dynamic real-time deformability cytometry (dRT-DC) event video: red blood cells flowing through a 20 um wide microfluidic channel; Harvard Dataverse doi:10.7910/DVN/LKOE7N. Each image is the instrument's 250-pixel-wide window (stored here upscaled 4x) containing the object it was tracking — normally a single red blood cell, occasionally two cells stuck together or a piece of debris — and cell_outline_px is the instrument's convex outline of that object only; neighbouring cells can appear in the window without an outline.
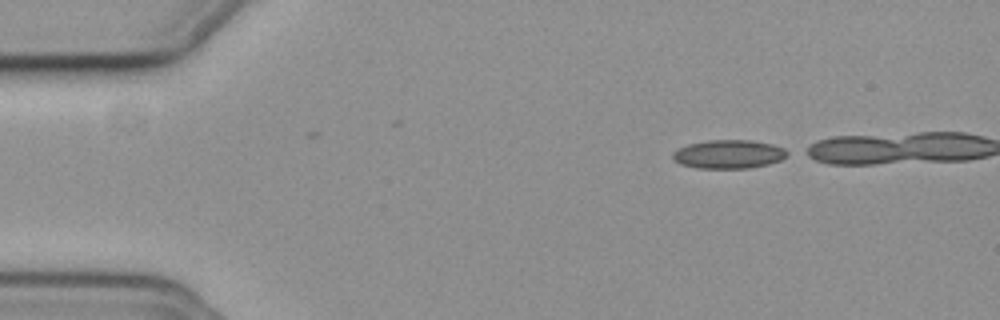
{"species": "common noctule bat (a hibernating species)", "species_latin": "Nyctalus noctula", "temperature_condition": "cold", "stored_images_in_passage": 24, "camera_frame_rate_fps": 3000, "um_per_image_px": 0.085, "animal": {"sex": "female", "body_mass_g": 19.3, "forearm_length_mm": 54.1}, "frame": {"image": 1, "passage_image": 1, "time_ms": 0.0, "image_size_px": [1000, 320], "cell_outline_px": [[792, 152], [788, 156], [780, 160], [768, 164], [748, 168], [696, 168], [680, 164], [672, 160], [672, 152], [688, 144], [708, 140], [752, 140], [772, 144], [784, 148]], "centroid_in_image_um": [61.95, 13.1], "position_along_channel_um": 23.0, "area_um2": 19.31}}
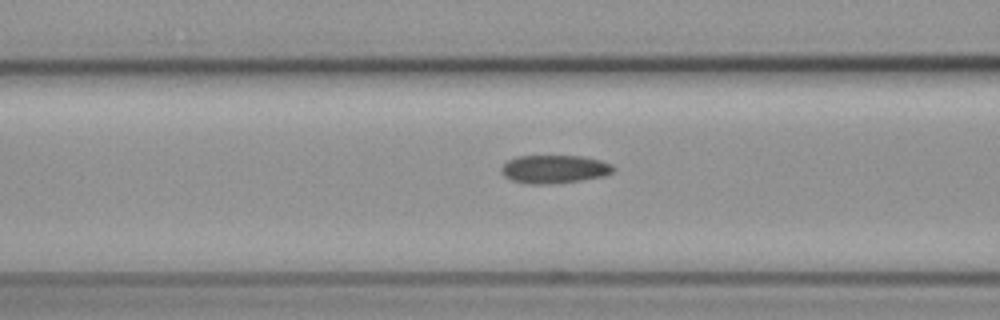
{"frame": {"image": 2, "passage_image": 15, "time_ms": 4.667, "image_size_px": [1000, 320], "cell_outline_px": [[616, 168], [612, 172], [604, 176], [580, 180], [548, 184], [528, 184], [512, 180], [504, 176], [500, 172], [500, 168], [508, 160], [516, 156], [580, 156], [600, 160], [612, 164]], "centroid_in_image_um": [47.1, 14.37], "position_along_channel_um": 119.5, "area_um2": 18.44}}
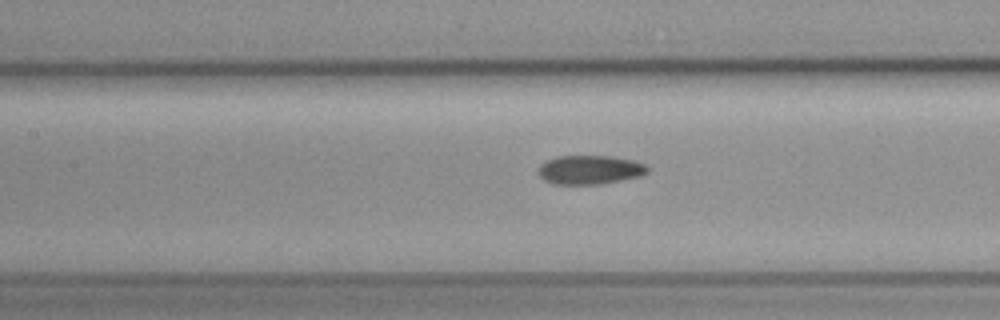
{"frame": {"image": 3, "passage_image": 18, "time_ms": 5.667, "image_size_px": [1000, 320], "cell_outline_px": [[648, 172], [640, 176], [604, 184], [552, 184], [544, 180], [540, 176], [540, 164], [556, 156], [612, 156], [632, 160], [644, 164], [648, 168]], "centroid_in_image_um": [50.14, 14.44], "position_along_channel_um": 157.3, "area_um2": 18.38}}